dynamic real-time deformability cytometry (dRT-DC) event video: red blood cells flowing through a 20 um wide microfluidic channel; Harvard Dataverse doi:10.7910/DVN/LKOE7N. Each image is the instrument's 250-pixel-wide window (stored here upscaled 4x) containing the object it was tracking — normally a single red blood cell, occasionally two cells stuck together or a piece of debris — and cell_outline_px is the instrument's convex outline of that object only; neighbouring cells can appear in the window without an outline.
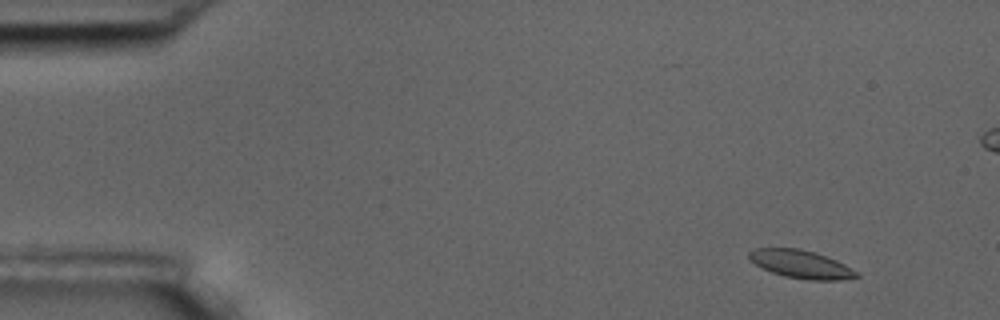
{"species": "common noctule bat (a hibernating species)", "species_latin": "Nyctalus noctula", "temperature_condition": "room temperature", "stored_images_in_passage": 11, "camera_frame_rate_fps": 3000, "um_per_image_px": 0.085, "animal": {"sex": "male", "body_mass_g": 17.5, "forearm_length_mm": 52.3}, "frame": {"image": 1, "passage_image": 2, "time_ms": 1.0, "image_size_px": [1000, 320], "cell_outline_px": [[860, 276], [840, 280], [808, 280], [784, 276], [760, 268], [748, 256], [748, 252], [752, 248], [796, 248], [816, 252], [836, 260], [844, 264], [856, 272]], "centroid_in_image_um": [68.05, 22.45], "position_along_channel_um": 17.0, "area_um2": 17.51}}
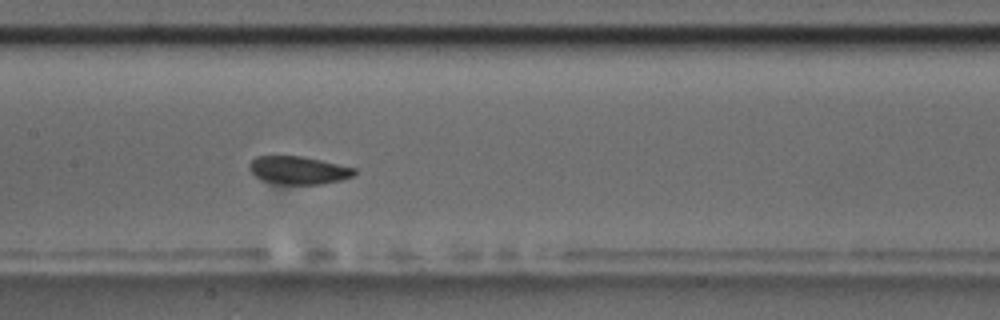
{"frame": {"image": 2, "passage_image": 8, "time_ms": 8.667, "image_size_px": [1000, 320], "cell_outline_px": [[356, 172], [352, 176], [344, 180], [320, 184], [280, 184], [260, 180], [248, 168], [248, 164], [256, 156], [304, 156], [356, 168]], "centroid_in_image_um": [25.37, 14.47], "position_along_channel_um": 182.0, "area_um2": 17.22}}
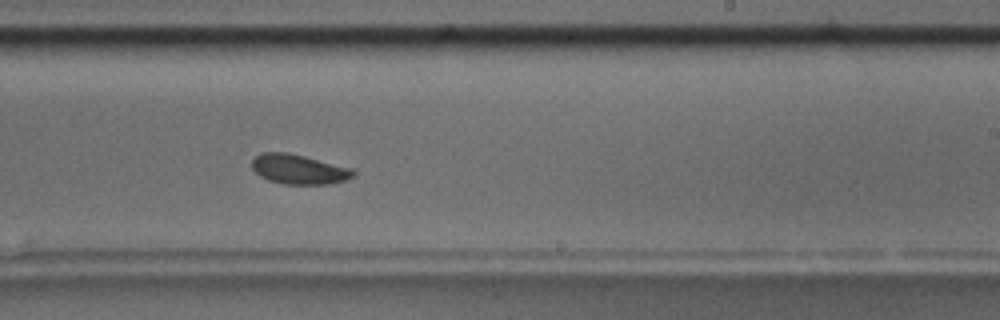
{"frame": {"image": 3, "passage_image": 10, "time_ms": 11.0, "image_size_px": [1000, 320], "cell_outline_px": [[356, 172], [352, 176], [344, 180], [328, 184], [284, 184], [268, 180], [260, 176], [252, 168], [252, 160], [260, 152], [288, 152], [352, 168]], "centroid_in_image_um": [25.37, 14.38], "position_along_channel_um": 263.6, "area_um2": 17.46}}